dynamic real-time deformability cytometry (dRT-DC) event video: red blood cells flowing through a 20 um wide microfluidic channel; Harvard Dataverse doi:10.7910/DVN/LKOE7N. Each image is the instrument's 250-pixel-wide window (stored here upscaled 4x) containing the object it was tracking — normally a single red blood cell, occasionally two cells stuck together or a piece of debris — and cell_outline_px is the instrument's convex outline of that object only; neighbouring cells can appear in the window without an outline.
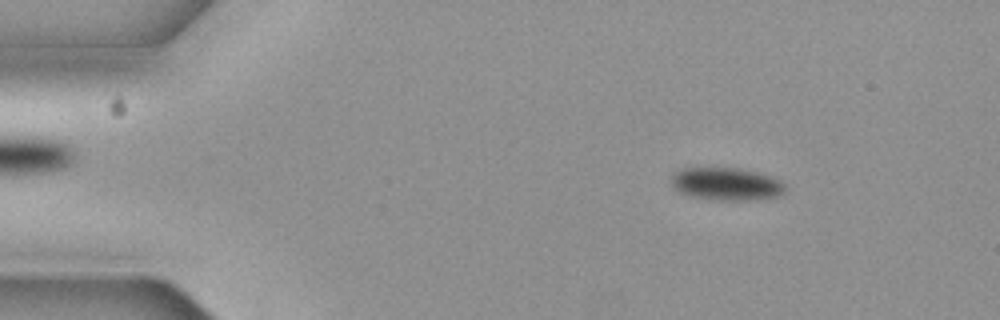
{"species": "common noctule bat (a hibernating species)", "species_latin": "Nyctalus noctula", "temperature_condition": "cold", "stored_images_in_passage": 7, "camera_frame_rate_fps": 3000, "um_per_image_px": 0.085, "animal": {"sex": "female", "body_mass_g": 19.3, "forearm_length_mm": 54.1}, "frame": {"image": 1, "passage_image": 3, "time_ms": 0.667, "image_size_px": [1000, 320], "cell_outline_px": [[784, 192], [776, 196], [756, 200], [716, 200], [692, 196], [676, 192], [672, 184], [672, 176], [680, 168], [740, 168], [756, 172], [768, 176], [784, 184]], "centroid_in_image_um": [61.69, 15.64], "position_along_channel_um": 23.3, "area_um2": 21.5}}
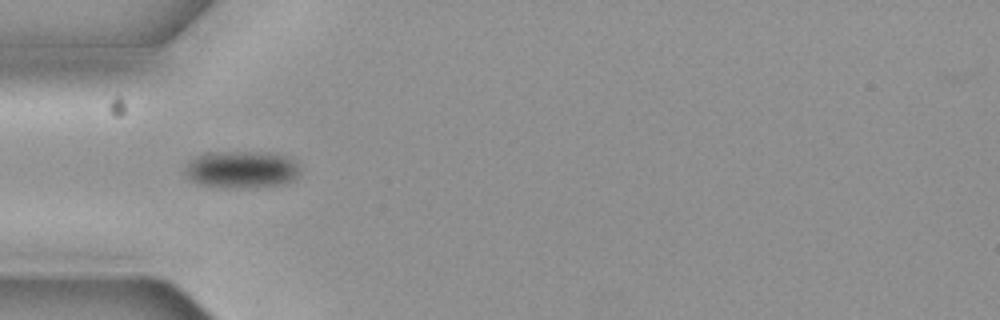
{"frame": {"image": 2, "passage_image": 6, "time_ms": 1.667, "image_size_px": [1000, 320], "cell_outline_px": [[300, 172], [296, 180], [284, 184], [204, 184], [192, 180], [184, 172], [188, 164], [196, 156], [204, 152], [248, 152], [284, 156], [292, 160], [300, 168]], "centroid_in_image_um": [20.56, 14.34], "position_along_channel_um": 64.4, "area_um2": 23.18}}
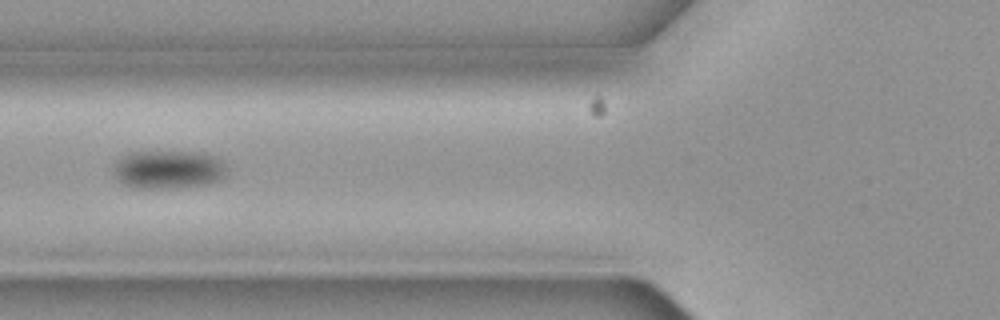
{"frame": {"image": 3, "passage_image": 7, "time_ms": 2.0, "image_size_px": [1000, 320], "cell_outline_px": [[224, 176], [216, 180], [204, 184], [172, 188], [132, 188], [124, 184], [116, 176], [112, 168], [116, 160], [132, 152], [204, 152], [220, 160], [224, 164]], "centroid_in_image_um": [14.25, 14.4], "position_along_channel_um": 111.5, "area_um2": 24.97}}